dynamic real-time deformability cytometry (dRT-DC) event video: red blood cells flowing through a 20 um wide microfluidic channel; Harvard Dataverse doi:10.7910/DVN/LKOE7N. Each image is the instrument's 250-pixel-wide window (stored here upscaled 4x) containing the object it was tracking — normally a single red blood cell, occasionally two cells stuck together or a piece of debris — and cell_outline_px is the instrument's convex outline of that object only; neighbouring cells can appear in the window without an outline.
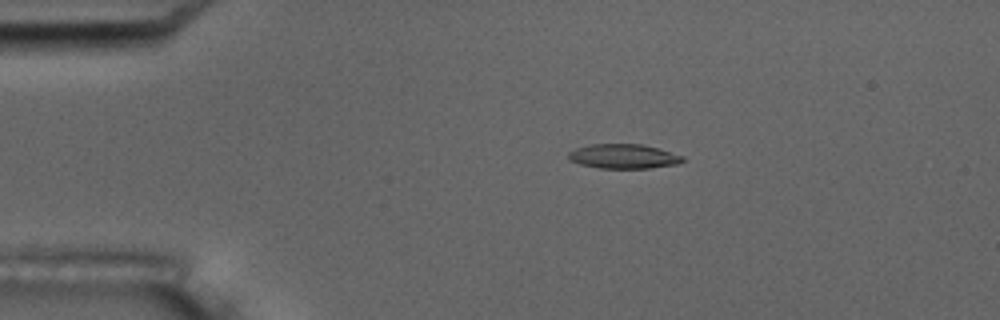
{"species": "common noctule bat (a hibernating species)", "species_latin": "Nyctalus noctula", "temperature_condition": "room temperature", "stored_images_in_passage": 6, "camera_frame_rate_fps": 3000, "um_per_image_px": 0.085, "animal": {"sex": "male", "body_mass_g": 17.5, "forearm_length_mm": 52.3}, "frame": {"image": 1, "passage_image": 4, "time_ms": 3.333, "image_size_px": [1000, 320], "cell_outline_px": [[684, 160], [676, 164], [648, 168], [600, 168], [580, 164], [568, 160], [568, 152], [576, 148], [592, 144], [640, 144], [656, 148], [684, 156]], "centroid_in_image_um": [52.96, 13.29], "position_along_channel_um": 32.0, "area_um2": 16.13}}